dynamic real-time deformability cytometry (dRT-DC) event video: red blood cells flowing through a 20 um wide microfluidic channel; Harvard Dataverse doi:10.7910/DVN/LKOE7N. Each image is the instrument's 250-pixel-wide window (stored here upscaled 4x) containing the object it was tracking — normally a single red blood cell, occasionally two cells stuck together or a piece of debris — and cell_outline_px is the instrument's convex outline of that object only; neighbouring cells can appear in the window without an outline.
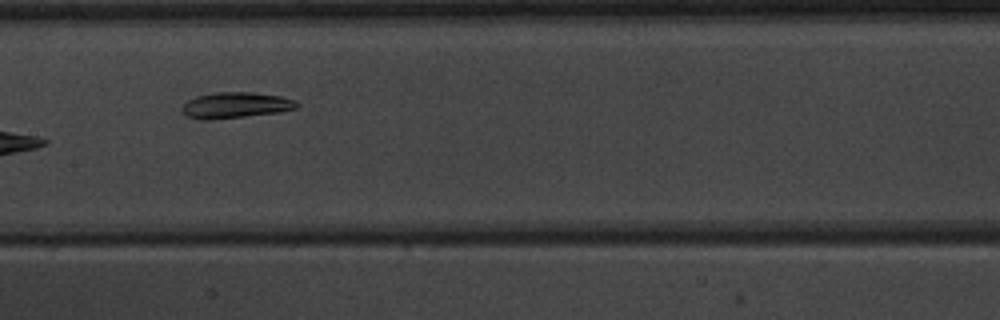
{"species": "common noctule bat (a hibernating species)", "species_latin": "Nyctalus noctula", "temperature_condition": "warm", "stored_images_in_passage": 9, "camera_frame_rate_fps": 3000, "um_per_image_px": 0.085, "animal": {"sex": "male", "body_mass_g": 20.1, "forearm_length_mm": 53.5}, "frame": {"image": 1, "passage_image": 7, "time_ms": 7.0, "image_size_px": [1000, 320], "cell_outline_px": [[300, 104], [296, 108], [280, 112], [208, 120], [200, 120], [188, 116], [184, 112], [184, 104], [188, 100], [196, 96], [216, 92], [252, 92], [280, 96], [292, 100]], "centroid_in_image_um": [20.03, 8.94], "position_along_channel_um": 187.4, "area_um2": 17.05}}
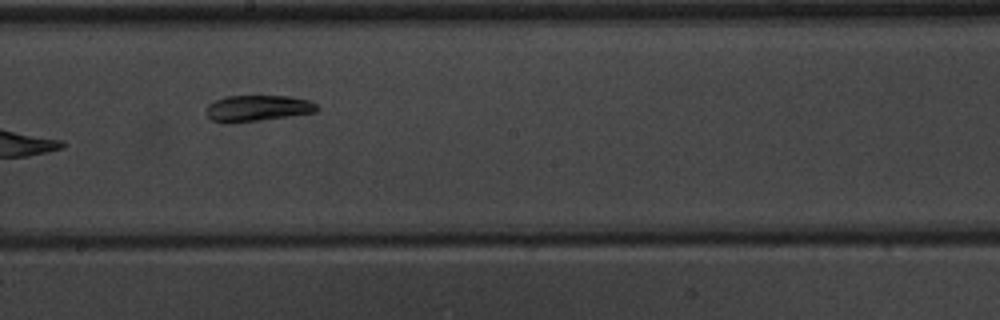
{"frame": {"image": 2, "passage_image": 8, "time_ms": 8.0, "image_size_px": [1000, 320], "cell_outline_px": [[320, 108], [316, 112], [292, 116], [260, 120], [212, 120], [204, 112], [208, 104], [216, 100], [228, 96], [288, 96], [308, 100], [316, 104]], "centroid_in_image_um": [21.97, 9.16], "position_along_channel_um": 226.2, "area_um2": 16.3}}
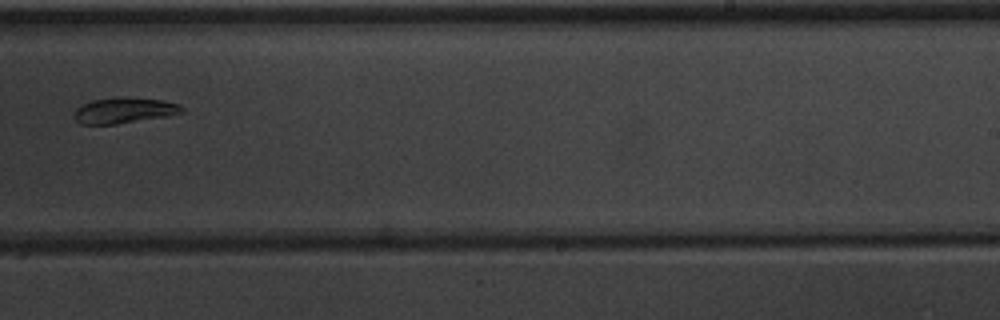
{"frame": {"image": 3, "passage_image": 9, "time_ms": 9.333, "image_size_px": [1000, 320], "cell_outline_px": [[184, 112], [168, 116], [116, 124], [80, 124], [76, 120], [76, 108], [92, 100], [116, 96], [132, 96], [160, 100], [180, 104], [184, 108]], "centroid_in_image_um": [10.6, 9.36], "position_along_channel_um": 278.4, "area_um2": 16.3}}